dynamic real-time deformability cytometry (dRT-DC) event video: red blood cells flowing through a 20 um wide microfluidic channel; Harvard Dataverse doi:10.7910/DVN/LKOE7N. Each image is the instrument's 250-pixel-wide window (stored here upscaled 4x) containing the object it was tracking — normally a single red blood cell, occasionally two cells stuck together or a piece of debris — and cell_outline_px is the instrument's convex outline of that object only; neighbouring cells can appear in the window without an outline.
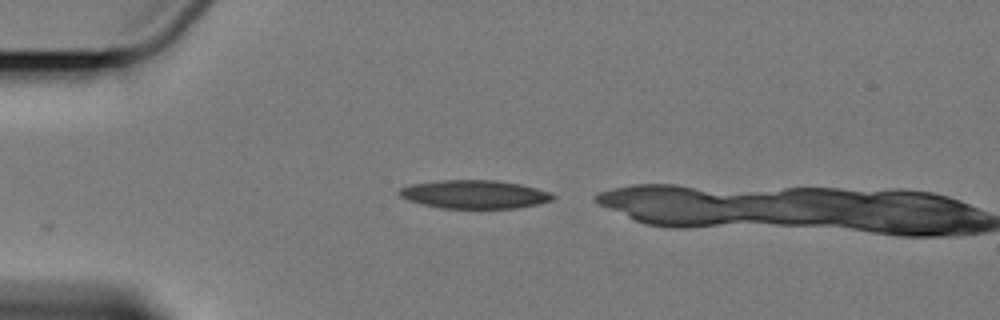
{"species": "Egyptian fruit bat (a non-hibernating species)", "species_latin": "Rousettus aegyptiacus", "temperature_condition": "cold", "stored_images_in_passage": 2, "camera_frame_rate_fps": 3000, "um_per_image_px": 0.085, "animal": {"sex": "female"}, "frame": {"image": 1, "passage_image": 1, "time_ms": 0.0, "image_size_px": [1000, 320], "cell_outline_px": [[556, 196], [552, 200], [540, 204], [516, 208], [440, 208], [420, 204], [408, 200], [400, 196], [396, 192], [400, 188], [412, 184], [440, 180], [496, 180], [520, 184], [536, 188], [548, 192]], "centroid_in_image_um": [40.31, 16.52], "position_along_channel_um": 44.7, "area_um2": 25.49}}